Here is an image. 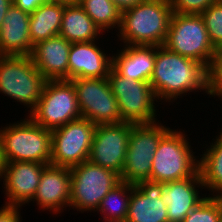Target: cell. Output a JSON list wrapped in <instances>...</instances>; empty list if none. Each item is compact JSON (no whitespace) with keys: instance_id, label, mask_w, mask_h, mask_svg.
<instances>
[{"instance_id":"cell-7","label":"cell","mask_w":222,"mask_h":222,"mask_svg":"<svg viewBox=\"0 0 222 222\" xmlns=\"http://www.w3.org/2000/svg\"><path fill=\"white\" fill-rule=\"evenodd\" d=\"M160 121V122H159ZM161 120L133 124L120 180L136 185L150 181L152 160L160 139L171 129Z\"/></svg>"},{"instance_id":"cell-1","label":"cell","mask_w":222,"mask_h":222,"mask_svg":"<svg viewBox=\"0 0 222 222\" xmlns=\"http://www.w3.org/2000/svg\"><path fill=\"white\" fill-rule=\"evenodd\" d=\"M149 83L162 105H173L187 94L199 95L201 92L206 97L209 95L207 98L211 95L210 71L202 63L174 53L163 45L156 46L154 69Z\"/></svg>"},{"instance_id":"cell-17","label":"cell","mask_w":222,"mask_h":222,"mask_svg":"<svg viewBox=\"0 0 222 222\" xmlns=\"http://www.w3.org/2000/svg\"><path fill=\"white\" fill-rule=\"evenodd\" d=\"M164 183L141 181L132 184L125 222H168L166 203L162 199Z\"/></svg>"},{"instance_id":"cell-29","label":"cell","mask_w":222,"mask_h":222,"mask_svg":"<svg viewBox=\"0 0 222 222\" xmlns=\"http://www.w3.org/2000/svg\"><path fill=\"white\" fill-rule=\"evenodd\" d=\"M219 0H170L173 13L201 15Z\"/></svg>"},{"instance_id":"cell-24","label":"cell","mask_w":222,"mask_h":222,"mask_svg":"<svg viewBox=\"0 0 222 222\" xmlns=\"http://www.w3.org/2000/svg\"><path fill=\"white\" fill-rule=\"evenodd\" d=\"M65 5L45 2L30 14L29 34L33 45L59 35Z\"/></svg>"},{"instance_id":"cell-9","label":"cell","mask_w":222,"mask_h":222,"mask_svg":"<svg viewBox=\"0 0 222 222\" xmlns=\"http://www.w3.org/2000/svg\"><path fill=\"white\" fill-rule=\"evenodd\" d=\"M107 79L117 99L122 122L141 124L158 121L160 114L157 107L161 103L149 82L126 79L113 68Z\"/></svg>"},{"instance_id":"cell-34","label":"cell","mask_w":222,"mask_h":222,"mask_svg":"<svg viewBox=\"0 0 222 222\" xmlns=\"http://www.w3.org/2000/svg\"><path fill=\"white\" fill-rule=\"evenodd\" d=\"M12 4V0H0V28L2 27L3 19Z\"/></svg>"},{"instance_id":"cell-30","label":"cell","mask_w":222,"mask_h":222,"mask_svg":"<svg viewBox=\"0 0 222 222\" xmlns=\"http://www.w3.org/2000/svg\"><path fill=\"white\" fill-rule=\"evenodd\" d=\"M210 97L222 102V48L217 51L215 62L210 70Z\"/></svg>"},{"instance_id":"cell-16","label":"cell","mask_w":222,"mask_h":222,"mask_svg":"<svg viewBox=\"0 0 222 222\" xmlns=\"http://www.w3.org/2000/svg\"><path fill=\"white\" fill-rule=\"evenodd\" d=\"M102 40L71 43L68 57L69 80L106 78L113 66V55L101 46ZM103 49V50H102ZM106 52V53H105Z\"/></svg>"},{"instance_id":"cell-35","label":"cell","mask_w":222,"mask_h":222,"mask_svg":"<svg viewBox=\"0 0 222 222\" xmlns=\"http://www.w3.org/2000/svg\"><path fill=\"white\" fill-rule=\"evenodd\" d=\"M4 161L2 158L1 142H0V183L3 175Z\"/></svg>"},{"instance_id":"cell-15","label":"cell","mask_w":222,"mask_h":222,"mask_svg":"<svg viewBox=\"0 0 222 222\" xmlns=\"http://www.w3.org/2000/svg\"><path fill=\"white\" fill-rule=\"evenodd\" d=\"M46 165L39 162H4L1 179L6 200L4 204L27 206L36 193L41 173Z\"/></svg>"},{"instance_id":"cell-4","label":"cell","mask_w":222,"mask_h":222,"mask_svg":"<svg viewBox=\"0 0 222 222\" xmlns=\"http://www.w3.org/2000/svg\"><path fill=\"white\" fill-rule=\"evenodd\" d=\"M185 132L173 128L160 139L152 160L150 181L167 183L200 176L199 155L195 154L197 151L192 149Z\"/></svg>"},{"instance_id":"cell-10","label":"cell","mask_w":222,"mask_h":222,"mask_svg":"<svg viewBox=\"0 0 222 222\" xmlns=\"http://www.w3.org/2000/svg\"><path fill=\"white\" fill-rule=\"evenodd\" d=\"M37 125L56 129L82 117L70 80H47L36 107L28 115Z\"/></svg>"},{"instance_id":"cell-2","label":"cell","mask_w":222,"mask_h":222,"mask_svg":"<svg viewBox=\"0 0 222 222\" xmlns=\"http://www.w3.org/2000/svg\"><path fill=\"white\" fill-rule=\"evenodd\" d=\"M170 0H145L122 12L119 45H164L172 16Z\"/></svg>"},{"instance_id":"cell-22","label":"cell","mask_w":222,"mask_h":222,"mask_svg":"<svg viewBox=\"0 0 222 222\" xmlns=\"http://www.w3.org/2000/svg\"><path fill=\"white\" fill-rule=\"evenodd\" d=\"M59 35L70 43H79L100 40L105 34L76 2L65 5Z\"/></svg>"},{"instance_id":"cell-32","label":"cell","mask_w":222,"mask_h":222,"mask_svg":"<svg viewBox=\"0 0 222 222\" xmlns=\"http://www.w3.org/2000/svg\"><path fill=\"white\" fill-rule=\"evenodd\" d=\"M13 4L29 14L33 13L41 4L49 0H12Z\"/></svg>"},{"instance_id":"cell-26","label":"cell","mask_w":222,"mask_h":222,"mask_svg":"<svg viewBox=\"0 0 222 222\" xmlns=\"http://www.w3.org/2000/svg\"><path fill=\"white\" fill-rule=\"evenodd\" d=\"M78 3L103 33L114 28L118 32L122 12L111 0H78Z\"/></svg>"},{"instance_id":"cell-12","label":"cell","mask_w":222,"mask_h":222,"mask_svg":"<svg viewBox=\"0 0 222 222\" xmlns=\"http://www.w3.org/2000/svg\"><path fill=\"white\" fill-rule=\"evenodd\" d=\"M76 90L82 118L97 125L122 122L116 97L106 78H74L70 80Z\"/></svg>"},{"instance_id":"cell-11","label":"cell","mask_w":222,"mask_h":222,"mask_svg":"<svg viewBox=\"0 0 222 222\" xmlns=\"http://www.w3.org/2000/svg\"><path fill=\"white\" fill-rule=\"evenodd\" d=\"M96 125L79 118L52 130L50 164L71 168L89 159Z\"/></svg>"},{"instance_id":"cell-33","label":"cell","mask_w":222,"mask_h":222,"mask_svg":"<svg viewBox=\"0 0 222 222\" xmlns=\"http://www.w3.org/2000/svg\"><path fill=\"white\" fill-rule=\"evenodd\" d=\"M121 12H124L130 8H133L139 3L144 2L145 0H111Z\"/></svg>"},{"instance_id":"cell-6","label":"cell","mask_w":222,"mask_h":222,"mask_svg":"<svg viewBox=\"0 0 222 222\" xmlns=\"http://www.w3.org/2000/svg\"><path fill=\"white\" fill-rule=\"evenodd\" d=\"M46 81L31 56H0V94L24 106L27 115L36 107Z\"/></svg>"},{"instance_id":"cell-21","label":"cell","mask_w":222,"mask_h":222,"mask_svg":"<svg viewBox=\"0 0 222 222\" xmlns=\"http://www.w3.org/2000/svg\"><path fill=\"white\" fill-rule=\"evenodd\" d=\"M121 46V47H120ZM112 68L122 77L149 82L156 58L155 45H118Z\"/></svg>"},{"instance_id":"cell-3","label":"cell","mask_w":222,"mask_h":222,"mask_svg":"<svg viewBox=\"0 0 222 222\" xmlns=\"http://www.w3.org/2000/svg\"><path fill=\"white\" fill-rule=\"evenodd\" d=\"M24 116L23 119L1 125L3 161L50 164L52 130L37 125L28 115Z\"/></svg>"},{"instance_id":"cell-5","label":"cell","mask_w":222,"mask_h":222,"mask_svg":"<svg viewBox=\"0 0 222 222\" xmlns=\"http://www.w3.org/2000/svg\"><path fill=\"white\" fill-rule=\"evenodd\" d=\"M168 50L202 63L212 69L217 51L211 41L201 15L172 13L166 41Z\"/></svg>"},{"instance_id":"cell-23","label":"cell","mask_w":222,"mask_h":222,"mask_svg":"<svg viewBox=\"0 0 222 222\" xmlns=\"http://www.w3.org/2000/svg\"><path fill=\"white\" fill-rule=\"evenodd\" d=\"M220 131V132H219ZM209 144L202 143L204 150L199 153V173L209 196L222 197V127ZM206 145V146H205ZM206 148V149H205Z\"/></svg>"},{"instance_id":"cell-14","label":"cell","mask_w":222,"mask_h":222,"mask_svg":"<svg viewBox=\"0 0 222 222\" xmlns=\"http://www.w3.org/2000/svg\"><path fill=\"white\" fill-rule=\"evenodd\" d=\"M71 197V171L68 167L47 164L42 173L33 199L27 204L36 203L41 211H49L61 216L69 212ZM68 207V208H67Z\"/></svg>"},{"instance_id":"cell-18","label":"cell","mask_w":222,"mask_h":222,"mask_svg":"<svg viewBox=\"0 0 222 222\" xmlns=\"http://www.w3.org/2000/svg\"><path fill=\"white\" fill-rule=\"evenodd\" d=\"M201 176H192L164 183L162 199L166 203L168 222H183L184 218L208 195Z\"/></svg>"},{"instance_id":"cell-27","label":"cell","mask_w":222,"mask_h":222,"mask_svg":"<svg viewBox=\"0 0 222 222\" xmlns=\"http://www.w3.org/2000/svg\"><path fill=\"white\" fill-rule=\"evenodd\" d=\"M222 216V197L207 196L183 222H219Z\"/></svg>"},{"instance_id":"cell-20","label":"cell","mask_w":222,"mask_h":222,"mask_svg":"<svg viewBox=\"0 0 222 222\" xmlns=\"http://www.w3.org/2000/svg\"><path fill=\"white\" fill-rule=\"evenodd\" d=\"M30 14L12 4L0 28V56H30Z\"/></svg>"},{"instance_id":"cell-8","label":"cell","mask_w":222,"mask_h":222,"mask_svg":"<svg viewBox=\"0 0 222 222\" xmlns=\"http://www.w3.org/2000/svg\"><path fill=\"white\" fill-rule=\"evenodd\" d=\"M71 197L69 211L95 213L102 199L121 180L117 173L89 160L70 168Z\"/></svg>"},{"instance_id":"cell-25","label":"cell","mask_w":222,"mask_h":222,"mask_svg":"<svg viewBox=\"0 0 222 222\" xmlns=\"http://www.w3.org/2000/svg\"><path fill=\"white\" fill-rule=\"evenodd\" d=\"M132 192V184L120 181L102 199L96 213L101 215L103 222H125L129 201Z\"/></svg>"},{"instance_id":"cell-28","label":"cell","mask_w":222,"mask_h":222,"mask_svg":"<svg viewBox=\"0 0 222 222\" xmlns=\"http://www.w3.org/2000/svg\"><path fill=\"white\" fill-rule=\"evenodd\" d=\"M211 41L216 51L222 48V0L210 5L201 14Z\"/></svg>"},{"instance_id":"cell-19","label":"cell","mask_w":222,"mask_h":222,"mask_svg":"<svg viewBox=\"0 0 222 222\" xmlns=\"http://www.w3.org/2000/svg\"><path fill=\"white\" fill-rule=\"evenodd\" d=\"M70 46L71 43L60 35L33 46L31 59L46 80H69Z\"/></svg>"},{"instance_id":"cell-13","label":"cell","mask_w":222,"mask_h":222,"mask_svg":"<svg viewBox=\"0 0 222 222\" xmlns=\"http://www.w3.org/2000/svg\"><path fill=\"white\" fill-rule=\"evenodd\" d=\"M132 123L97 125L89 161L109 169L119 176L123 170Z\"/></svg>"},{"instance_id":"cell-31","label":"cell","mask_w":222,"mask_h":222,"mask_svg":"<svg viewBox=\"0 0 222 222\" xmlns=\"http://www.w3.org/2000/svg\"><path fill=\"white\" fill-rule=\"evenodd\" d=\"M22 206L6 205L0 207V222H22Z\"/></svg>"},{"instance_id":"cell-36","label":"cell","mask_w":222,"mask_h":222,"mask_svg":"<svg viewBox=\"0 0 222 222\" xmlns=\"http://www.w3.org/2000/svg\"><path fill=\"white\" fill-rule=\"evenodd\" d=\"M52 2H61V3H65V4H71V3H76L78 2V0H49Z\"/></svg>"}]
</instances>
